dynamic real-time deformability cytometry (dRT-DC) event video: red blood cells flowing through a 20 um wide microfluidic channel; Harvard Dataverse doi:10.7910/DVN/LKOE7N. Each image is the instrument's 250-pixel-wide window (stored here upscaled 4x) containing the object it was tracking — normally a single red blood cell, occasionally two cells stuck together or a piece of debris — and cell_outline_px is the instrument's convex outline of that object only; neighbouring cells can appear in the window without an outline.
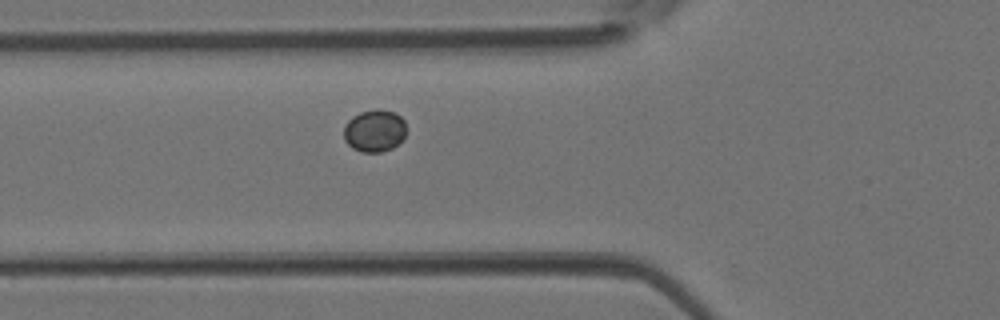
{"species": "Egyptian fruit bat (a non-hibernating species)", "species_latin": "Rousettus aegyptiacus", "temperature_condition": "room temperature", "stored_images_in_passage": 31, "segment_of_instrument_passage": [1, 2], "camera_frame_rate_fps": 3000, "um_per_image_px": 0.085, "animal": {"sex": "female"}, "frame": {"image": 1, "passage_image": 2, "time_ms": 0.333, "image_size_px": [1000, 320], "cell_outline_px": [[404, 136], [392, 148], [380, 152], [360, 152], [352, 148], [344, 140], [344, 124], [352, 116], [360, 112], [376, 108], [380, 108], [396, 112], [404, 120]], "centroid_in_image_um": [31.79, 11.09], "position_along_channel_um": 94.0, "area_um2": 15.49}}
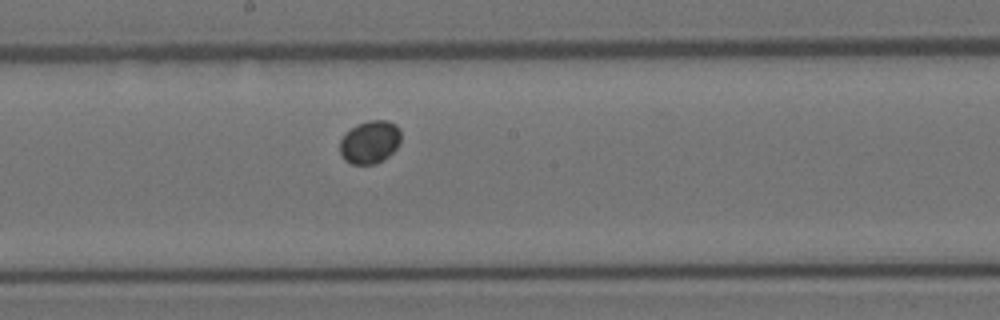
{"frame": {"image": 2, "passage_image": 10, "time_ms": 3.0, "image_size_px": [1000, 320], "cell_outline_px": [[400, 144], [388, 156], [376, 164], [352, 164], [344, 160], [340, 152], [340, 140], [356, 124], [368, 120], [388, 120], [396, 124], [400, 128]], "centroid_in_image_um": [31.46, 12.07], "position_along_channel_um": 216.7, "area_um2": 15.32}}
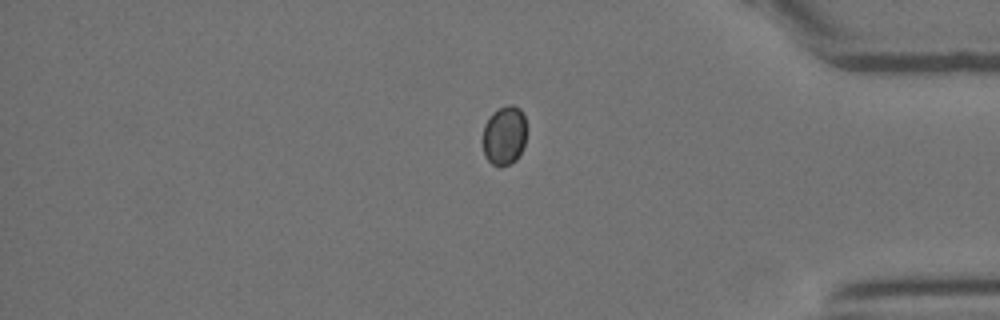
{"frame": {"image": 3, "passage_image": 23, "time_ms": 7.333, "image_size_px": [1000, 320], "cell_outline_px": [[524, 148], [516, 160], [500, 168], [492, 164], [484, 156], [484, 124], [492, 112], [508, 104], [512, 104], [520, 108], [524, 116]], "centroid_in_image_um": [42.86, 11.52], "position_along_channel_um": 392.3, "area_um2": 15.03}}